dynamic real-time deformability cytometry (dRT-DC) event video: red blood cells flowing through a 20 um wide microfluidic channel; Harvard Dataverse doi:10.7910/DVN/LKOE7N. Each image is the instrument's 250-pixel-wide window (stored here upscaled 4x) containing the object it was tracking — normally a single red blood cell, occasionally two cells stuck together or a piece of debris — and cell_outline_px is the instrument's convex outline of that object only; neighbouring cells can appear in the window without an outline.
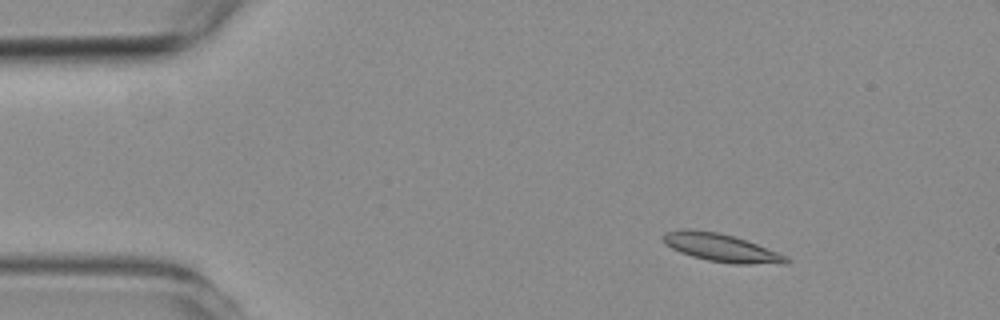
{"species": "common noctule bat (a hibernating species)", "species_latin": "Nyctalus noctula", "temperature_condition": "room temperature", "stored_images_in_passage": 3, "camera_frame_rate_fps": 3000, "um_per_image_px": 0.085, "animal": {"sex": "female", "body_mass_g": 19.3, "forearm_length_mm": 54.1}, "frame": {"image": 1, "passage_image": 2, "time_ms": 1.333, "image_size_px": [1000, 320], "cell_outline_px": [[792, 260], [784, 264], [732, 264], [708, 260], [692, 256], [680, 252], [664, 244], [660, 236], [664, 232], [680, 228], [692, 228], [716, 232], [732, 236], [780, 252], [788, 256]], "centroid_in_image_um": [61.27, 21.05], "position_along_channel_um": 23.7, "area_um2": 20.4}}